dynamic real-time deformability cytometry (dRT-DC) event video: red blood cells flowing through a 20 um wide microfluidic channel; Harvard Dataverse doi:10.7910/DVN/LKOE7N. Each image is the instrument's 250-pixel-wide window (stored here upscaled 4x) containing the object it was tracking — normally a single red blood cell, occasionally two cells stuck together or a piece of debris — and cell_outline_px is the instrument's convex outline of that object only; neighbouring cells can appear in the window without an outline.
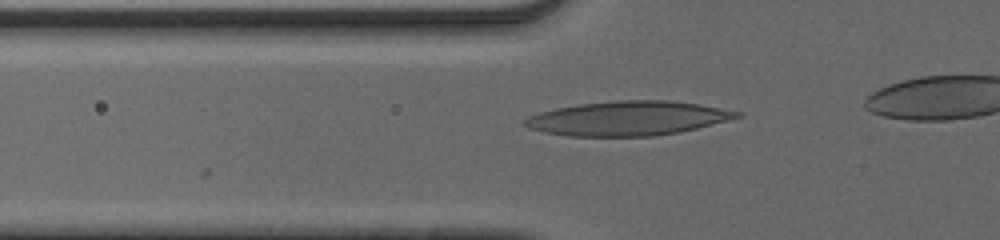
{"species": "human", "species_latin": "Homo sapiens", "temperature_condition": "cold", "stored_images_in_passage": 39, "camera_frame_rate_fps": 3000, "um_per_image_px": 0.085, "donor": {"sex": "male"}, "frame": {"image": 1, "passage_image": 11, "time_ms": 3.333, "image_size_px": [1000, 240], "cell_outline_px": [[744, 116], [680, 132], [656, 136], [568, 136], [544, 132], [528, 128], [524, 124], [524, 120], [528, 116], [540, 112], [556, 108], [580, 104], [616, 100], [668, 100], [700, 104], [740, 112]], "centroid_in_image_um": [53.36, 10.06], "position_along_channel_um": 72.4, "area_um2": 42.37}}
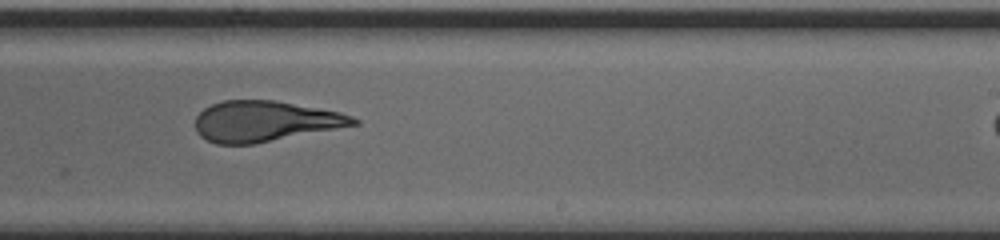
{"frame": {"image": 2, "passage_image": 26, "time_ms": 8.333, "image_size_px": [1000, 240], "cell_outline_px": [[360, 124], [252, 144], [216, 144], [200, 136], [196, 132], [196, 116], [204, 108], [212, 104], [224, 100], [276, 100], [340, 112], [352, 116], [360, 120]], "centroid_in_image_um": [22.52, 10.3], "position_along_channel_um": 266.5, "area_um2": 37.34}}
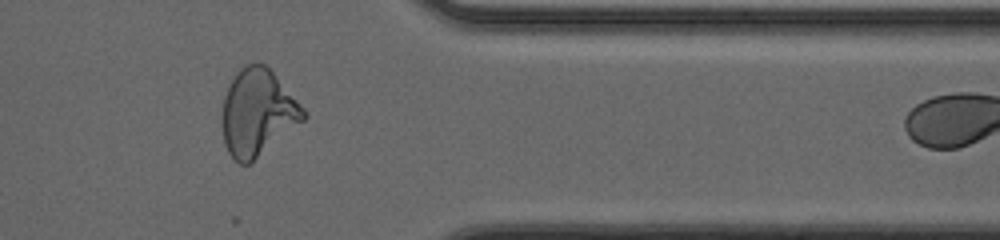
{"frame": {"image": 3, "passage_image": 36, "time_ms": 11.667, "image_size_px": [1000, 240], "cell_outline_px": [[308, 116], [304, 120], [252, 164], [240, 164], [228, 152], [224, 144], [224, 96], [236, 72], [244, 64], [264, 64], [272, 72], [304, 108]], "centroid_in_image_um": [21.92, 9.61], "position_along_channel_um": 389.5, "area_um2": 40.52}}